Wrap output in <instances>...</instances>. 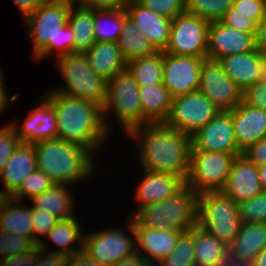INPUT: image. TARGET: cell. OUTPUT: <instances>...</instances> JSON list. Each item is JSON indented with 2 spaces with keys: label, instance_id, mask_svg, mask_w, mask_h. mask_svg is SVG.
Instances as JSON below:
<instances>
[{
  "label": "cell",
  "instance_id": "obj_1",
  "mask_svg": "<svg viewBox=\"0 0 266 266\" xmlns=\"http://www.w3.org/2000/svg\"><path fill=\"white\" fill-rule=\"evenodd\" d=\"M126 137L136 143L140 170L173 174L186 181L192 149L189 135L164 123H149L133 128Z\"/></svg>",
  "mask_w": 266,
  "mask_h": 266
},
{
  "label": "cell",
  "instance_id": "obj_2",
  "mask_svg": "<svg viewBox=\"0 0 266 266\" xmlns=\"http://www.w3.org/2000/svg\"><path fill=\"white\" fill-rule=\"evenodd\" d=\"M43 96L56 111L58 119L56 138L80 144L94 155L103 149L111 134L104 125L103 108L100 105L52 90L44 91Z\"/></svg>",
  "mask_w": 266,
  "mask_h": 266
},
{
  "label": "cell",
  "instance_id": "obj_3",
  "mask_svg": "<svg viewBox=\"0 0 266 266\" xmlns=\"http://www.w3.org/2000/svg\"><path fill=\"white\" fill-rule=\"evenodd\" d=\"M72 4L71 0H45L23 19L35 61L73 53L74 33L67 23Z\"/></svg>",
  "mask_w": 266,
  "mask_h": 266
},
{
  "label": "cell",
  "instance_id": "obj_4",
  "mask_svg": "<svg viewBox=\"0 0 266 266\" xmlns=\"http://www.w3.org/2000/svg\"><path fill=\"white\" fill-rule=\"evenodd\" d=\"M34 148L37 168L55 184L79 186V183H86L96 173V155L80 144L53 138L34 143Z\"/></svg>",
  "mask_w": 266,
  "mask_h": 266
},
{
  "label": "cell",
  "instance_id": "obj_5",
  "mask_svg": "<svg viewBox=\"0 0 266 266\" xmlns=\"http://www.w3.org/2000/svg\"><path fill=\"white\" fill-rule=\"evenodd\" d=\"M109 114L115 118L118 128L124 135L135 127L150 123L142 115L139 86L127 68L108 80L103 120L106 129L111 133V128L115 125L111 122Z\"/></svg>",
  "mask_w": 266,
  "mask_h": 266
},
{
  "label": "cell",
  "instance_id": "obj_6",
  "mask_svg": "<svg viewBox=\"0 0 266 266\" xmlns=\"http://www.w3.org/2000/svg\"><path fill=\"white\" fill-rule=\"evenodd\" d=\"M54 61L64 85L47 90L91 101L103 108L108 80L91 69L85 53H70L57 57Z\"/></svg>",
  "mask_w": 266,
  "mask_h": 266
},
{
  "label": "cell",
  "instance_id": "obj_7",
  "mask_svg": "<svg viewBox=\"0 0 266 266\" xmlns=\"http://www.w3.org/2000/svg\"><path fill=\"white\" fill-rule=\"evenodd\" d=\"M197 196L185 185L168 199L141 208L133 218L149 229L188 232L196 225Z\"/></svg>",
  "mask_w": 266,
  "mask_h": 266
},
{
  "label": "cell",
  "instance_id": "obj_8",
  "mask_svg": "<svg viewBox=\"0 0 266 266\" xmlns=\"http://www.w3.org/2000/svg\"><path fill=\"white\" fill-rule=\"evenodd\" d=\"M196 225L228 246L241 225L238 204L222 191L202 192L196 200Z\"/></svg>",
  "mask_w": 266,
  "mask_h": 266
},
{
  "label": "cell",
  "instance_id": "obj_9",
  "mask_svg": "<svg viewBox=\"0 0 266 266\" xmlns=\"http://www.w3.org/2000/svg\"><path fill=\"white\" fill-rule=\"evenodd\" d=\"M125 220L129 231L120 226H107L96 229L95 232L84 233L83 251L104 266H113L122 259L135 255L137 251L134 218L127 216Z\"/></svg>",
  "mask_w": 266,
  "mask_h": 266
},
{
  "label": "cell",
  "instance_id": "obj_10",
  "mask_svg": "<svg viewBox=\"0 0 266 266\" xmlns=\"http://www.w3.org/2000/svg\"><path fill=\"white\" fill-rule=\"evenodd\" d=\"M239 155L242 153L191 150L190 167L185 185L196 194L221 191Z\"/></svg>",
  "mask_w": 266,
  "mask_h": 266
},
{
  "label": "cell",
  "instance_id": "obj_11",
  "mask_svg": "<svg viewBox=\"0 0 266 266\" xmlns=\"http://www.w3.org/2000/svg\"><path fill=\"white\" fill-rule=\"evenodd\" d=\"M219 110L199 90L172 99L164 124L190 137L216 117Z\"/></svg>",
  "mask_w": 266,
  "mask_h": 266
},
{
  "label": "cell",
  "instance_id": "obj_12",
  "mask_svg": "<svg viewBox=\"0 0 266 266\" xmlns=\"http://www.w3.org/2000/svg\"><path fill=\"white\" fill-rule=\"evenodd\" d=\"M209 24V21L187 12L177 15L172 20L169 41L163 52L207 58Z\"/></svg>",
  "mask_w": 266,
  "mask_h": 266
},
{
  "label": "cell",
  "instance_id": "obj_13",
  "mask_svg": "<svg viewBox=\"0 0 266 266\" xmlns=\"http://www.w3.org/2000/svg\"><path fill=\"white\" fill-rule=\"evenodd\" d=\"M198 90L221 111H231L243 101V90L224 73L218 60L204 59Z\"/></svg>",
  "mask_w": 266,
  "mask_h": 266
},
{
  "label": "cell",
  "instance_id": "obj_14",
  "mask_svg": "<svg viewBox=\"0 0 266 266\" xmlns=\"http://www.w3.org/2000/svg\"><path fill=\"white\" fill-rule=\"evenodd\" d=\"M205 58L177 56L164 52L163 85L172 98L198 90Z\"/></svg>",
  "mask_w": 266,
  "mask_h": 266
},
{
  "label": "cell",
  "instance_id": "obj_15",
  "mask_svg": "<svg viewBox=\"0 0 266 266\" xmlns=\"http://www.w3.org/2000/svg\"><path fill=\"white\" fill-rule=\"evenodd\" d=\"M24 120L9 121L21 142L34 144L57 136L58 119L51 103L41 94ZM18 124V125H17Z\"/></svg>",
  "mask_w": 266,
  "mask_h": 266
},
{
  "label": "cell",
  "instance_id": "obj_16",
  "mask_svg": "<svg viewBox=\"0 0 266 266\" xmlns=\"http://www.w3.org/2000/svg\"><path fill=\"white\" fill-rule=\"evenodd\" d=\"M191 140V150L241 153L235 140L231 111H221L193 134Z\"/></svg>",
  "mask_w": 266,
  "mask_h": 266
},
{
  "label": "cell",
  "instance_id": "obj_17",
  "mask_svg": "<svg viewBox=\"0 0 266 266\" xmlns=\"http://www.w3.org/2000/svg\"><path fill=\"white\" fill-rule=\"evenodd\" d=\"M141 171L143 178L136 186L134 208L127 216L133 217L141 208L158 203L175 195L184 186L185 181L176 175L152 171ZM131 213V214H130Z\"/></svg>",
  "mask_w": 266,
  "mask_h": 266
},
{
  "label": "cell",
  "instance_id": "obj_18",
  "mask_svg": "<svg viewBox=\"0 0 266 266\" xmlns=\"http://www.w3.org/2000/svg\"><path fill=\"white\" fill-rule=\"evenodd\" d=\"M255 35L228 27L221 21L209 24L207 58L219 60L223 57L255 50Z\"/></svg>",
  "mask_w": 266,
  "mask_h": 266
},
{
  "label": "cell",
  "instance_id": "obj_19",
  "mask_svg": "<svg viewBox=\"0 0 266 266\" xmlns=\"http://www.w3.org/2000/svg\"><path fill=\"white\" fill-rule=\"evenodd\" d=\"M136 251L150 266H156L173 251L183 232L149 229L134 219Z\"/></svg>",
  "mask_w": 266,
  "mask_h": 266
},
{
  "label": "cell",
  "instance_id": "obj_20",
  "mask_svg": "<svg viewBox=\"0 0 266 266\" xmlns=\"http://www.w3.org/2000/svg\"><path fill=\"white\" fill-rule=\"evenodd\" d=\"M234 135L242 153L252 144L266 137V111L241 101L231 110Z\"/></svg>",
  "mask_w": 266,
  "mask_h": 266
},
{
  "label": "cell",
  "instance_id": "obj_21",
  "mask_svg": "<svg viewBox=\"0 0 266 266\" xmlns=\"http://www.w3.org/2000/svg\"><path fill=\"white\" fill-rule=\"evenodd\" d=\"M124 9L154 48L157 51H164L169 41L172 20L155 13L137 0H128Z\"/></svg>",
  "mask_w": 266,
  "mask_h": 266
},
{
  "label": "cell",
  "instance_id": "obj_22",
  "mask_svg": "<svg viewBox=\"0 0 266 266\" xmlns=\"http://www.w3.org/2000/svg\"><path fill=\"white\" fill-rule=\"evenodd\" d=\"M221 191L236 204L263 193L258 166L242 155L237 156L227 183Z\"/></svg>",
  "mask_w": 266,
  "mask_h": 266
},
{
  "label": "cell",
  "instance_id": "obj_23",
  "mask_svg": "<svg viewBox=\"0 0 266 266\" xmlns=\"http://www.w3.org/2000/svg\"><path fill=\"white\" fill-rule=\"evenodd\" d=\"M266 247V223H241L238 234L228 245L230 266H250Z\"/></svg>",
  "mask_w": 266,
  "mask_h": 266
},
{
  "label": "cell",
  "instance_id": "obj_24",
  "mask_svg": "<svg viewBox=\"0 0 266 266\" xmlns=\"http://www.w3.org/2000/svg\"><path fill=\"white\" fill-rule=\"evenodd\" d=\"M36 168L34 144L20 142L0 173L1 188L10 197Z\"/></svg>",
  "mask_w": 266,
  "mask_h": 266
},
{
  "label": "cell",
  "instance_id": "obj_25",
  "mask_svg": "<svg viewBox=\"0 0 266 266\" xmlns=\"http://www.w3.org/2000/svg\"><path fill=\"white\" fill-rule=\"evenodd\" d=\"M77 216L59 220L49 231L45 239L51 240L57 247L50 249L47 242L43 241L39 247L45 251L56 252L65 255L67 258L83 250L84 233L82 222ZM77 244V245H76ZM50 250H49V249Z\"/></svg>",
  "mask_w": 266,
  "mask_h": 266
},
{
  "label": "cell",
  "instance_id": "obj_26",
  "mask_svg": "<svg viewBox=\"0 0 266 266\" xmlns=\"http://www.w3.org/2000/svg\"><path fill=\"white\" fill-rule=\"evenodd\" d=\"M71 188L72 185L55 184L51 189L33 196L28 202H31L32 209L44 210L59 220L71 218L77 215L75 212L77 195L72 193L74 190Z\"/></svg>",
  "mask_w": 266,
  "mask_h": 266
},
{
  "label": "cell",
  "instance_id": "obj_27",
  "mask_svg": "<svg viewBox=\"0 0 266 266\" xmlns=\"http://www.w3.org/2000/svg\"><path fill=\"white\" fill-rule=\"evenodd\" d=\"M85 55L91 69L106 80L127 68V61L115 42H96Z\"/></svg>",
  "mask_w": 266,
  "mask_h": 266
},
{
  "label": "cell",
  "instance_id": "obj_28",
  "mask_svg": "<svg viewBox=\"0 0 266 266\" xmlns=\"http://www.w3.org/2000/svg\"><path fill=\"white\" fill-rule=\"evenodd\" d=\"M224 73L241 89L259 82V54L256 49L247 53L232 54L218 60Z\"/></svg>",
  "mask_w": 266,
  "mask_h": 266
},
{
  "label": "cell",
  "instance_id": "obj_29",
  "mask_svg": "<svg viewBox=\"0 0 266 266\" xmlns=\"http://www.w3.org/2000/svg\"><path fill=\"white\" fill-rule=\"evenodd\" d=\"M193 248L196 266H230L228 246L197 225L193 227Z\"/></svg>",
  "mask_w": 266,
  "mask_h": 266
},
{
  "label": "cell",
  "instance_id": "obj_30",
  "mask_svg": "<svg viewBox=\"0 0 266 266\" xmlns=\"http://www.w3.org/2000/svg\"><path fill=\"white\" fill-rule=\"evenodd\" d=\"M8 197L0 208V230L28 237L33 241L32 206ZM28 205V206H27Z\"/></svg>",
  "mask_w": 266,
  "mask_h": 266
},
{
  "label": "cell",
  "instance_id": "obj_31",
  "mask_svg": "<svg viewBox=\"0 0 266 266\" xmlns=\"http://www.w3.org/2000/svg\"><path fill=\"white\" fill-rule=\"evenodd\" d=\"M142 115L150 123H164L168 118L172 97L169 90L162 84L139 87Z\"/></svg>",
  "mask_w": 266,
  "mask_h": 266
},
{
  "label": "cell",
  "instance_id": "obj_32",
  "mask_svg": "<svg viewBox=\"0 0 266 266\" xmlns=\"http://www.w3.org/2000/svg\"><path fill=\"white\" fill-rule=\"evenodd\" d=\"M68 25L74 33L73 53H85L95 43L93 9L71 5Z\"/></svg>",
  "mask_w": 266,
  "mask_h": 266
},
{
  "label": "cell",
  "instance_id": "obj_33",
  "mask_svg": "<svg viewBox=\"0 0 266 266\" xmlns=\"http://www.w3.org/2000/svg\"><path fill=\"white\" fill-rule=\"evenodd\" d=\"M118 44L127 62L158 52L129 17L124 20Z\"/></svg>",
  "mask_w": 266,
  "mask_h": 266
},
{
  "label": "cell",
  "instance_id": "obj_34",
  "mask_svg": "<svg viewBox=\"0 0 266 266\" xmlns=\"http://www.w3.org/2000/svg\"><path fill=\"white\" fill-rule=\"evenodd\" d=\"M164 52L127 62V69L139 87L155 86L163 82Z\"/></svg>",
  "mask_w": 266,
  "mask_h": 266
},
{
  "label": "cell",
  "instance_id": "obj_35",
  "mask_svg": "<svg viewBox=\"0 0 266 266\" xmlns=\"http://www.w3.org/2000/svg\"><path fill=\"white\" fill-rule=\"evenodd\" d=\"M127 17L124 8L116 10H93L94 36L96 42L118 43L124 20Z\"/></svg>",
  "mask_w": 266,
  "mask_h": 266
},
{
  "label": "cell",
  "instance_id": "obj_36",
  "mask_svg": "<svg viewBox=\"0 0 266 266\" xmlns=\"http://www.w3.org/2000/svg\"><path fill=\"white\" fill-rule=\"evenodd\" d=\"M233 3L234 0H185V12L209 22L220 21Z\"/></svg>",
  "mask_w": 266,
  "mask_h": 266
},
{
  "label": "cell",
  "instance_id": "obj_37",
  "mask_svg": "<svg viewBox=\"0 0 266 266\" xmlns=\"http://www.w3.org/2000/svg\"><path fill=\"white\" fill-rule=\"evenodd\" d=\"M193 249L192 228L179 236L171 254L156 266H196Z\"/></svg>",
  "mask_w": 266,
  "mask_h": 266
},
{
  "label": "cell",
  "instance_id": "obj_38",
  "mask_svg": "<svg viewBox=\"0 0 266 266\" xmlns=\"http://www.w3.org/2000/svg\"><path fill=\"white\" fill-rule=\"evenodd\" d=\"M55 183L43 171L36 168L23 181L20 187L10 196L13 199L24 201L51 189Z\"/></svg>",
  "mask_w": 266,
  "mask_h": 266
},
{
  "label": "cell",
  "instance_id": "obj_39",
  "mask_svg": "<svg viewBox=\"0 0 266 266\" xmlns=\"http://www.w3.org/2000/svg\"><path fill=\"white\" fill-rule=\"evenodd\" d=\"M241 223H266V192L238 204Z\"/></svg>",
  "mask_w": 266,
  "mask_h": 266
},
{
  "label": "cell",
  "instance_id": "obj_40",
  "mask_svg": "<svg viewBox=\"0 0 266 266\" xmlns=\"http://www.w3.org/2000/svg\"><path fill=\"white\" fill-rule=\"evenodd\" d=\"M36 244L28 237L0 230V259L32 250Z\"/></svg>",
  "mask_w": 266,
  "mask_h": 266
},
{
  "label": "cell",
  "instance_id": "obj_41",
  "mask_svg": "<svg viewBox=\"0 0 266 266\" xmlns=\"http://www.w3.org/2000/svg\"><path fill=\"white\" fill-rule=\"evenodd\" d=\"M33 242L40 245L47 237L49 231L56 225L59 219L44 210L32 209L31 213ZM43 236V238H42Z\"/></svg>",
  "mask_w": 266,
  "mask_h": 266
},
{
  "label": "cell",
  "instance_id": "obj_42",
  "mask_svg": "<svg viewBox=\"0 0 266 266\" xmlns=\"http://www.w3.org/2000/svg\"><path fill=\"white\" fill-rule=\"evenodd\" d=\"M157 14L173 20L185 12V0H137Z\"/></svg>",
  "mask_w": 266,
  "mask_h": 266
},
{
  "label": "cell",
  "instance_id": "obj_43",
  "mask_svg": "<svg viewBox=\"0 0 266 266\" xmlns=\"http://www.w3.org/2000/svg\"><path fill=\"white\" fill-rule=\"evenodd\" d=\"M223 24L228 27L234 28L235 30L256 34L258 23L250 18L248 14L243 12H236V8L232 6L220 20Z\"/></svg>",
  "mask_w": 266,
  "mask_h": 266
},
{
  "label": "cell",
  "instance_id": "obj_44",
  "mask_svg": "<svg viewBox=\"0 0 266 266\" xmlns=\"http://www.w3.org/2000/svg\"><path fill=\"white\" fill-rule=\"evenodd\" d=\"M6 123L7 124L0 128V173L2 172L7 160L21 142L15 129L11 126V124L8 122Z\"/></svg>",
  "mask_w": 266,
  "mask_h": 266
},
{
  "label": "cell",
  "instance_id": "obj_45",
  "mask_svg": "<svg viewBox=\"0 0 266 266\" xmlns=\"http://www.w3.org/2000/svg\"><path fill=\"white\" fill-rule=\"evenodd\" d=\"M236 12H243L259 23L266 17V0H234Z\"/></svg>",
  "mask_w": 266,
  "mask_h": 266
},
{
  "label": "cell",
  "instance_id": "obj_46",
  "mask_svg": "<svg viewBox=\"0 0 266 266\" xmlns=\"http://www.w3.org/2000/svg\"><path fill=\"white\" fill-rule=\"evenodd\" d=\"M243 101L266 111V82H256L243 91Z\"/></svg>",
  "mask_w": 266,
  "mask_h": 266
},
{
  "label": "cell",
  "instance_id": "obj_47",
  "mask_svg": "<svg viewBox=\"0 0 266 266\" xmlns=\"http://www.w3.org/2000/svg\"><path fill=\"white\" fill-rule=\"evenodd\" d=\"M76 6L93 10H116L125 8L128 0H71Z\"/></svg>",
  "mask_w": 266,
  "mask_h": 266
},
{
  "label": "cell",
  "instance_id": "obj_48",
  "mask_svg": "<svg viewBox=\"0 0 266 266\" xmlns=\"http://www.w3.org/2000/svg\"><path fill=\"white\" fill-rule=\"evenodd\" d=\"M68 258L60 253L49 252L37 245L36 262L34 266H64Z\"/></svg>",
  "mask_w": 266,
  "mask_h": 266
},
{
  "label": "cell",
  "instance_id": "obj_49",
  "mask_svg": "<svg viewBox=\"0 0 266 266\" xmlns=\"http://www.w3.org/2000/svg\"><path fill=\"white\" fill-rule=\"evenodd\" d=\"M242 156L257 166L266 164V137L248 147Z\"/></svg>",
  "mask_w": 266,
  "mask_h": 266
},
{
  "label": "cell",
  "instance_id": "obj_50",
  "mask_svg": "<svg viewBox=\"0 0 266 266\" xmlns=\"http://www.w3.org/2000/svg\"><path fill=\"white\" fill-rule=\"evenodd\" d=\"M37 245L30 251L2 259L3 266H34L36 262Z\"/></svg>",
  "mask_w": 266,
  "mask_h": 266
},
{
  "label": "cell",
  "instance_id": "obj_51",
  "mask_svg": "<svg viewBox=\"0 0 266 266\" xmlns=\"http://www.w3.org/2000/svg\"><path fill=\"white\" fill-rule=\"evenodd\" d=\"M1 66V65H0ZM4 70L0 67V112L5 114L8 108L11 107L10 103H16L17 99L21 95L19 92L14 93L12 96L9 95V92L6 90L5 81H4ZM10 106V107H9Z\"/></svg>",
  "mask_w": 266,
  "mask_h": 266
},
{
  "label": "cell",
  "instance_id": "obj_52",
  "mask_svg": "<svg viewBox=\"0 0 266 266\" xmlns=\"http://www.w3.org/2000/svg\"><path fill=\"white\" fill-rule=\"evenodd\" d=\"M255 49L259 55L266 56V17L257 26Z\"/></svg>",
  "mask_w": 266,
  "mask_h": 266
},
{
  "label": "cell",
  "instance_id": "obj_53",
  "mask_svg": "<svg viewBox=\"0 0 266 266\" xmlns=\"http://www.w3.org/2000/svg\"><path fill=\"white\" fill-rule=\"evenodd\" d=\"M24 19L35 11L45 0H11Z\"/></svg>",
  "mask_w": 266,
  "mask_h": 266
},
{
  "label": "cell",
  "instance_id": "obj_54",
  "mask_svg": "<svg viewBox=\"0 0 266 266\" xmlns=\"http://www.w3.org/2000/svg\"><path fill=\"white\" fill-rule=\"evenodd\" d=\"M67 263L70 266H104L91 258L83 250L69 257Z\"/></svg>",
  "mask_w": 266,
  "mask_h": 266
},
{
  "label": "cell",
  "instance_id": "obj_55",
  "mask_svg": "<svg viewBox=\"0 0 266 266\" xmlns=\"http://www.w3.org/2000/svg\"><path fill=\"white\" fill-rule=\"evenodd\" d=\"M113 266H150L139 254L122 259Z\"/></svg>",
  "mask_w": 266,
  "mask_h": 266
},
{
  "label": "cell",
  "instance_id": "obj_56",
  "mask_svg": "<svg viewBox=\"0 0 266 266\" xmlns=\"http://www.w3.org/2000/svg\"><path fill=\"white\" fill-rule=\"evenodd\" d=\"M259 81L266 82V56L259 55Z\"/></svg>",
  "mask_w": 266,
  "mask_h": 266
},
{
  "label": "cell",
  "instance_id": "obj_57",
  "mask_svg": "<svg viewBox=\"0 0 266 266\" xmlns=\"http://www.w3.org/2000/svg\"><path fill=\"white\" fill-rule=\"evenodd\" d=\"M250 266H266V247L257 254Z\"/></svg>",
  "mask_w": 266,
  "mask_h": 266
},
{
  "label": "cell",
  "instance_id": "obj_58",
  "mask_svg": "<svg viewBox=\"0 0 266 266\" xmlns=\"http://www.w3.org/2000/svg\"><path fill=\"white\" fill-rule=\"evenodd\" d=\"M258 173L263 186V190L264 192H266V164L258 166Z\"/></svg>",
  "mask_w": 266,
  "mask_h": 266
},
{
  "label": "cell",
  "instance_id": "obj_59",
  "mask_svg": "<svg viewBox=\"0 0 266 266\" xmlns=\"http://www.w3.org/2000/svg\"><path fill=\"white\" fill-rule=\"evenodd\" d=\"M9 196L4 192V190L0 187V208L3 206L4 202Z\"/></svg>",
  "mask_w": 266,
  "mask_h": 266
},
{
  "label": "cell",
  "instance_id": "obj_60",
  "mask_svg": "<svg viewBox=\"0 0 266 266\" xmlns=\"http://www.w3.org/2000/svg\"><path fill=\"white\" fill-rule=\"evenodd\" d=\"M0 266H3V262H2V260L0 259Z\"/></svg>",
  "mask_w": 266,
  "mask_h": 266
}]
</instances>
